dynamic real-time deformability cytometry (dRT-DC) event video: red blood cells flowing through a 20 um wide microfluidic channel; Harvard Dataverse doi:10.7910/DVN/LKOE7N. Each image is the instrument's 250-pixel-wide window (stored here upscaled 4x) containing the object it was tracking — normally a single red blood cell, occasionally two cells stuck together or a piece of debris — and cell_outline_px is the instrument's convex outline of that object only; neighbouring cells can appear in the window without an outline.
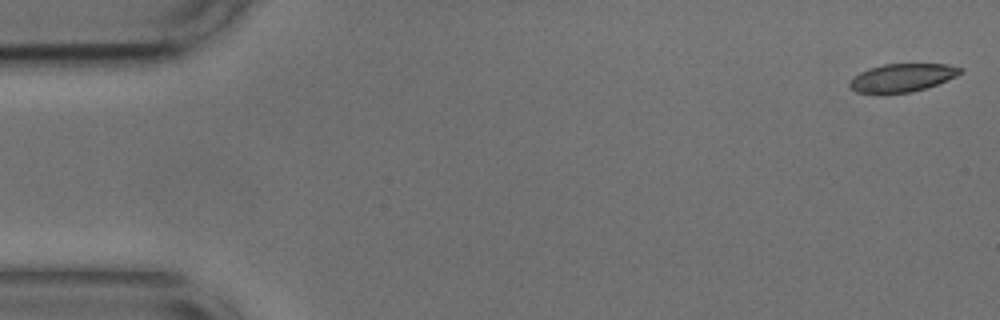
{"species": "common noctule bat (a hibernating species)", "species_latin": "Nyctalus noctula", "temperature_condition": "cold", "stored_images_in_passage": 6, "camera_frame_rate_fps": 3000, "um_per_image_px": 0.085, "animal": {"sex": "male", "body_mass_g": 17.9, "forearm_length_mm": 54.2}, "frame": {"image": 1, "passage_image": 1, "time_ms": 0.0, "image_size_px": [1000, 320], "cell_outline_px": [[964, 72], [948, 80], [912, 92], [880, 96], [856, 92], [848, 84], [852, 76], [868, 68], [884, 64], [948, 64], [964, 68]], "centroid_in_image_um": [76.64, 6.63], "position_along_channel_um": 8.4, "area_um2": 18.79}}